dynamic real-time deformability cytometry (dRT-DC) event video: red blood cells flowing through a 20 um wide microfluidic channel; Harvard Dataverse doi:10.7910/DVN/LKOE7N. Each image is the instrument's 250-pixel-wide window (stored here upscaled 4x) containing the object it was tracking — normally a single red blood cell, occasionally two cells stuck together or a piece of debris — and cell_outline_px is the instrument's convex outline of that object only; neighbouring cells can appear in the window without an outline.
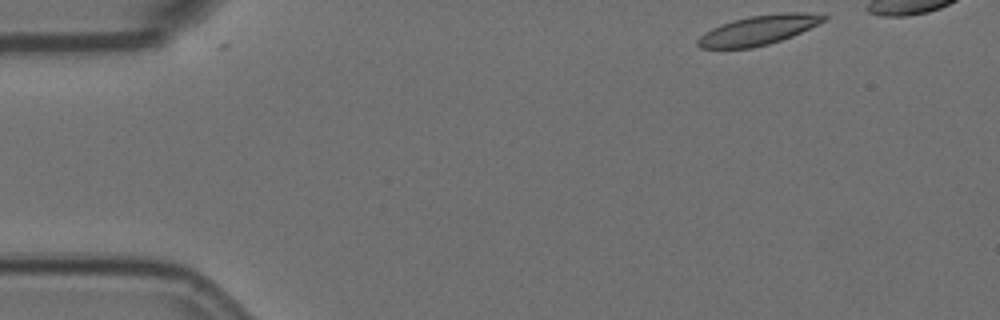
{"species": "Egyptian fruit bat (a non-hibernating species)", "species_latin": "Rousettus aegyptiacus", "temperature_condition": "room temperature", "stored_images_in_passage": 11, "camera_frame_rate_fps": 3000, "um_per_image_px": 0.085, "animal": {"sex": "female"}, "frame": {"image": 1, "passage_image": 1, "time_ms": 0.0, "image_size_px": [1000, 320], "cell_outline_px": [[828, 16], [824, 20], [792, 36], [768, 44], [752, 48], [700, 48], [696, 44], [696, 40], [704, 32], [720, 24], [732, 20], [752, 16], [780, 12], [808, 12]], "centroid_in_image_um": [64.42, 2.55], "position_along_channel_um": 20.6, "area_um2": 21.5}}